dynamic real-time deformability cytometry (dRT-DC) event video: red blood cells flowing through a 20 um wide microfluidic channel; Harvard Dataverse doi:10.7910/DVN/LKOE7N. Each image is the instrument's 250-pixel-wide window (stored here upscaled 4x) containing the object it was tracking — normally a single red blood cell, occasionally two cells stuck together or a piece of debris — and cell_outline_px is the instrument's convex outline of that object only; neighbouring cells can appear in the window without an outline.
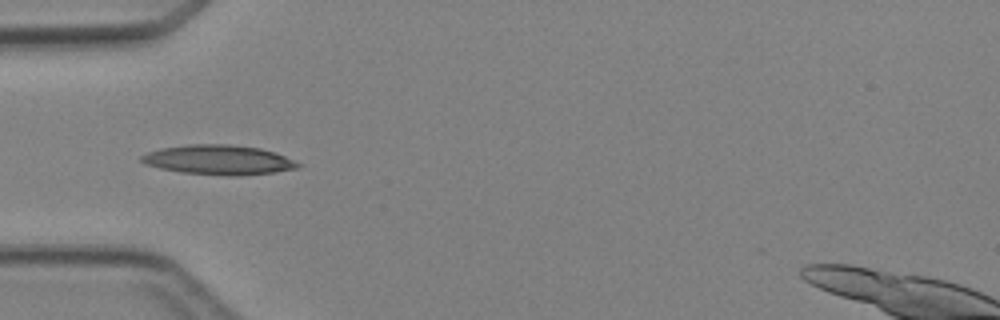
{"species": "Egyptian fruit bat (a non-hibernating species)", "species_latin": "Rousettus aegyptiacus", "temperature_condition": "cold", "stored_images_in_passage": 3, "camera_frame_rate_fps": 3000, "um_per_image_px": 0.085, "animal": {"sex": "female"}, "frame": {"image": 1, "passage_image": 3, "time_ms": 2.333, "image_size_px": [1000, 320], "cell_outline_px": [[304, 164], [300, 168], [272, 172], [236, 176], [224, 176], [180, 172], [160, 168], [144, 164], [140, 160], [140, 156], [148, 152], [160, 148], [188, 144], [228, 144], [260, 148], [276, 152]], "centroid_in_image_um": [18.6, 13.59], "position_along_channel_um": 66.4, "area_um2": 27.34}}